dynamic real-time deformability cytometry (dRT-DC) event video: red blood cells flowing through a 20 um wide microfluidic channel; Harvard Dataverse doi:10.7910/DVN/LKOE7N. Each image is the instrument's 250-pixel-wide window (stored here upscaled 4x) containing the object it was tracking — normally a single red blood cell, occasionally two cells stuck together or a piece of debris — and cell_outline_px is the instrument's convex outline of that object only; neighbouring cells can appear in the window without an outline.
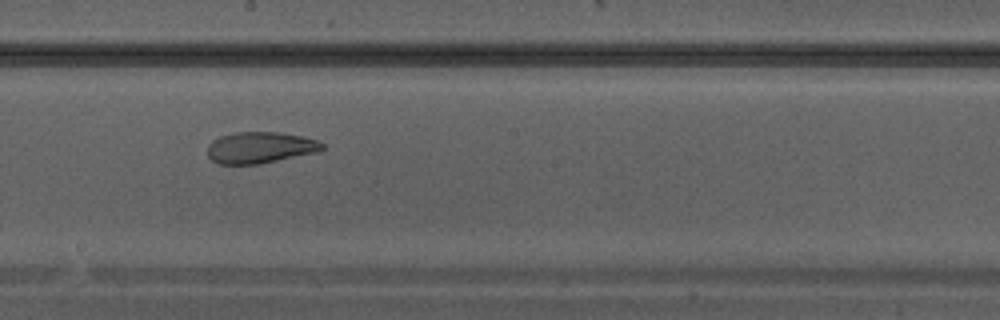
{"species": "Egyptian fruit bat (a non-hibernating species)", "species_latin": "Rousettus aegyptiacus", "temperature_condition": "warm", "stored_images_in_passage": 36, "camera_frame_rate_fps": 3000, "um_per_image_px": 0.085, "animal": {"sex": "male"}, "frame": {"image": 1, "passage_image": 21, "time_ms": 6.667, "image_size_px": [1000, 320], "cell_outline_px": [[324, 148], [320, 152], [260, 164], [220, 164], [212, 160], [208, 156], [208, 144], [212, 140], [220, 136], [236, 132], [280, 132], [304, 136], [316, 140], [324, 144]], "centroid_in_image_um": [22.14, 12.54], "position_along_channel_um": 226.1, "area_um2": 21.21}}